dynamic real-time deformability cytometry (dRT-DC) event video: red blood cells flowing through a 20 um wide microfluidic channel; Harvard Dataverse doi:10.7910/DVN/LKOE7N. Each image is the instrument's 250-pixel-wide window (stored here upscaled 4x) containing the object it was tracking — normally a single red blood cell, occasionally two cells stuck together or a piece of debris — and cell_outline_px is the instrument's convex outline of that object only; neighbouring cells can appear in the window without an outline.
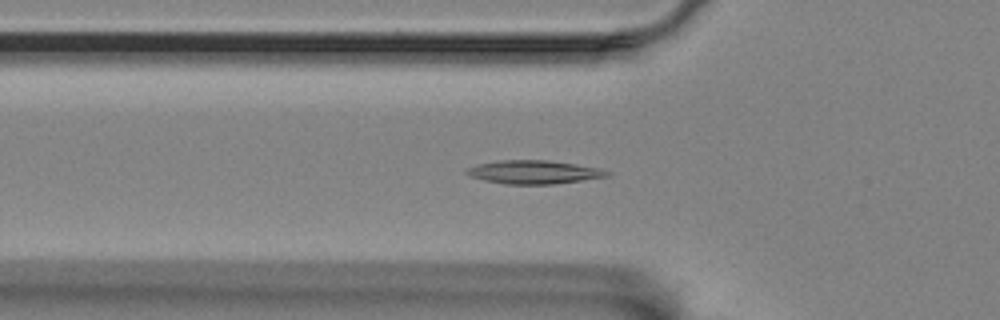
{"species": "Egyptian fruit bat (a non-hibernating species)", "species_latin": "Rousettus aegyptiacus", "temperature_condition": "room temperature", "stored_images_in_passage": 52, "camera_frame_rate_fps": 3000, "um_per_image_px": 0.085, "animal": {"sex": "female"}, "frame": {"image": 1, "passage_image": 19, "time_ms": 6.0, "image_size_px": [1000, 320], "cell_outline_px": [[612, 172], [608, 176], [552, 184], [504, 184], [484, 180], [472, 176], [464, 172], [468, 168], [476, 164], [500, 160], [548, 160], [600, 168]], "centroid_in_image_um": [45.36, 14.62], "position_along_channel_um": 80.4, "area_um2": 19.02}}
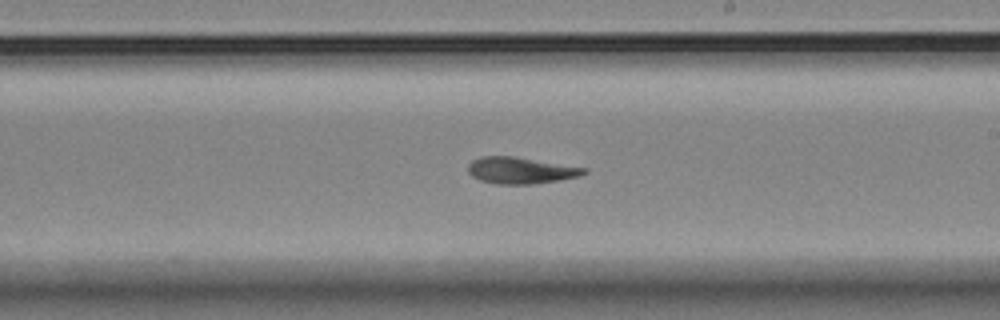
{"frame": {"image": 2, "passage_image": 33, "time_ms": 10.667, "image_size_px": [1000, 320], "cell_outline_px": [[588, 172], [580, 176], [560, 180], [532, 184], [496, 184], [480, 180], [472, 176], [468, 172], [468, 164], [472, 160], [480, 156], [516, 156], [588, 168]], "centroid_in_image_um": [44.27, 14.48], "position_along_channel_um": 244.7, "area_um2": 18.15}}
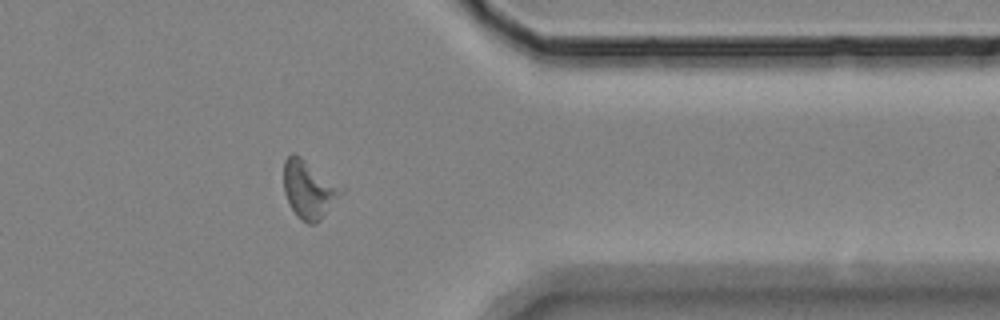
{"frame": {"image": 3, "passage_image": 46, "time_ms": 15.0, "image_size_px": [1000, 320], "cell_outline_px": [[344, 192], [320, 220], [316, 224], [308, 224], [296, 216], [284, 192], [284, 160], [292, 152], [300, 156], [344, 188]], "centroid_in_image_um": [26.26, 16.1], "position_along_channel_um": 385.1, "area_um2": 19.25}, "authors_computed_cell_mechanics": {"area_um2": 18.0914, "velocity_mm_per_s": 3.5104, "shape_relaxation_time_tau1_ms": 8.105, "shape_relaxation_time_tau2_ms": 4.9699, "deformation_change_tau1": 0.1783, "deformation_change_tau2": 0.1273}}